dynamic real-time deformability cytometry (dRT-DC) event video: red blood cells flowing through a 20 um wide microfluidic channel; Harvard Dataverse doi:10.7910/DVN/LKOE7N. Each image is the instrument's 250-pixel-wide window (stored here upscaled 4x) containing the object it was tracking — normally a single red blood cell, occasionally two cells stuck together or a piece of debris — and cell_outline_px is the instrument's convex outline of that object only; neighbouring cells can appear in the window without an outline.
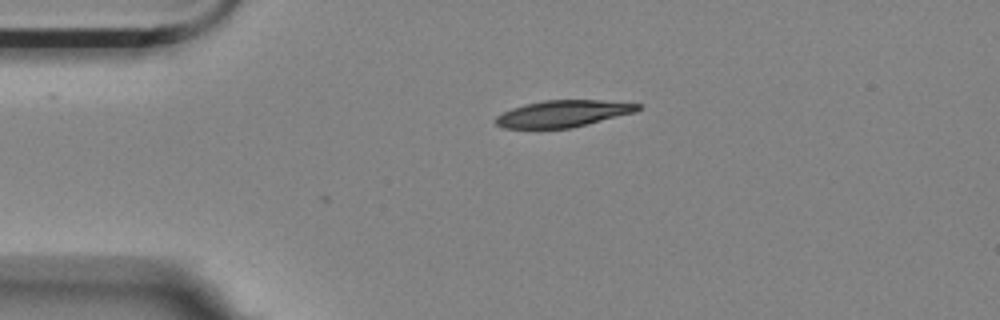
{"species": "Egyptian fruit bat (a non-hibernating species)", "species_latin": "Rousettus aegyptiacus", "temperature_condition": "room temperature", "stored_images_in_passage": 4, "camera_frame_rate_fps": 3000, "um_per_image_px": 0.085, "animal": {"sex": "female"}, "frame": {"image": 1, "passage_image": 1, "time_ms": 0.0, "image_size_px": [1000, 320], "cell_outline_px": [[644, 108], [636, 112], [572, 128], [504, 128], [496, 124], [492, 120], [496, 116], [512, 108], [524, 104], [544, 100], [600, 100], [644, 104]], "centroid_in_image_um": [47.9, 9.65], "position_along_channel_um": 37.1, "area_um2": 22.37}}